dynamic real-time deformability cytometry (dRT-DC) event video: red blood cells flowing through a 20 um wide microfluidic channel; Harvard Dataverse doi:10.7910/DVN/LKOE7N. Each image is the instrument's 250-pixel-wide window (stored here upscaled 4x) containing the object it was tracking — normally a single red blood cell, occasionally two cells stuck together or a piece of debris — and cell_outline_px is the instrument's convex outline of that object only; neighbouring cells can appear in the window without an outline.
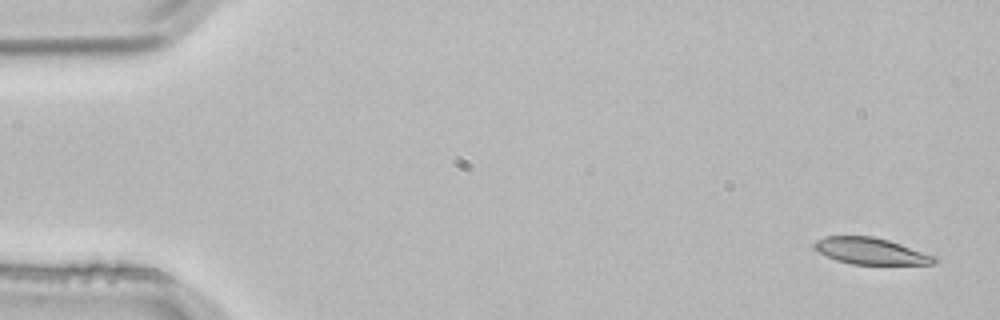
{"species": "common noctule bat (a hibernating species)", "species_latin": "Nyctalus noctula", "temperature_condition": "room temperature", "stored_images_in_passage": 3, "camera_frame_rate_fps": 3000, "um_per_image_px": 0.085, "animal": {"sex": "male", "body_mass_g": 21.5, "forearm_length_mm": 52.0}, "frame": {"image": 1, "passage_image": 1, "time_ms": 0.0, "image_size_px": [1000, 320], "cell_outline_px": [[940, 260], [936, 264], [852, 264], [836, 260], [820, 252], [812, 244], [816, 240], [824, 236], [872, 236], [888, 240], [940, 256]], "centroid_in_image_um": [74.12, 21.34], "position_along_channel_um": 10.9, "area_um2": 18.73}}
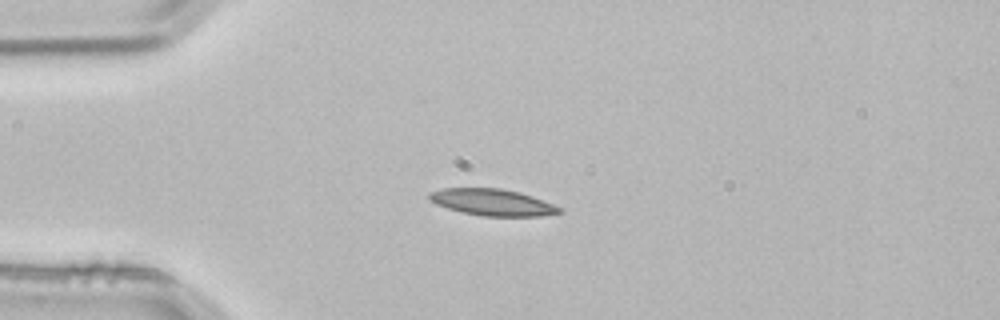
{"frame": {"image": 2, "passage_image": 3, "time_ms": 0.667, "image_size_px": [1000, 320], "cell_outline_px": [[564, 212], [540, 216], [484, 216], [464, 212], [448, 208], [436, 204], [428, 196], [428, 192], [444, 188], [500, 188], [520, 192], [532, 196], [564, 208]], "centroid_in_image_um": [41.9, 17.19], "position_along_channel_um": 43.1, "area_um2": 20.11}}